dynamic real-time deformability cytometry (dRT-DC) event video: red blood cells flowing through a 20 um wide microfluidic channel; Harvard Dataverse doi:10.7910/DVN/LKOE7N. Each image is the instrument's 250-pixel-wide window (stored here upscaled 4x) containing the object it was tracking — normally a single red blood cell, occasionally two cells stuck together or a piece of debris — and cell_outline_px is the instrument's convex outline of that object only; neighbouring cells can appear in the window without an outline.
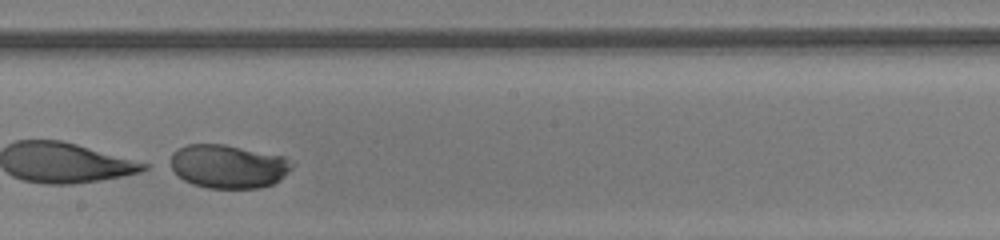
{"species": "human", "species_latin": "Homo sapiens", "temperature_condition": "room temperature", "stored_images_in_passage": 32, "segment_of_instrument_passage": [2, 2], "camera_frame_rate_fps": 3000, "um_per_image_px": 0.085, "donor": {"sex": "male"}, "frame": {"image": 1, "passage_image": 20, "time_ms": 6.333, "image_size_px": [1000, 240], "cell_outline_px": [[292, 168], [280, 180], [272, 184], [260, 188], [208, 188], [192, 184], [184, 180], [172, 168], [172, 152], [188, 144], [224, 144], [284, 156], [292, 164]], "centroid_in_image_um": [19.42, 14.14], "position_along_channel_um": 228.8, "area_um2": 30.63}}
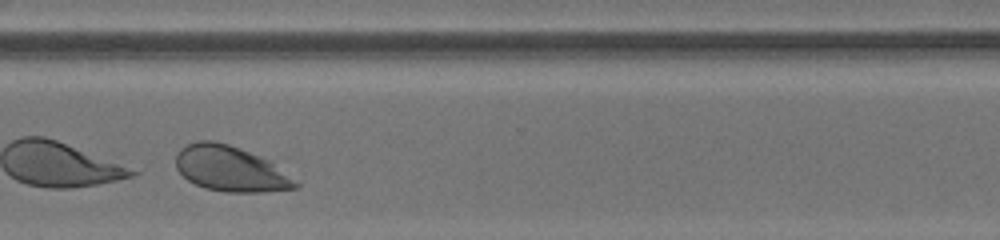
{"frame": {"image": 2, "passage_image": 29, "time_ms": 9.333, "image_size_px": [1000, 240], "cell_outline_px": [[300, 188], [264, 192], [224, 192], [204, 188], [188, 180], [176, 168], [176, 152], [180, 148], [196, 140], [212, 140], [228, 144], [272, 160], [300, 180]], "centroid_in_image_um": [19.68, 14.35], "position_along_channel_um": 350.9, "area_um2": 32.43}}